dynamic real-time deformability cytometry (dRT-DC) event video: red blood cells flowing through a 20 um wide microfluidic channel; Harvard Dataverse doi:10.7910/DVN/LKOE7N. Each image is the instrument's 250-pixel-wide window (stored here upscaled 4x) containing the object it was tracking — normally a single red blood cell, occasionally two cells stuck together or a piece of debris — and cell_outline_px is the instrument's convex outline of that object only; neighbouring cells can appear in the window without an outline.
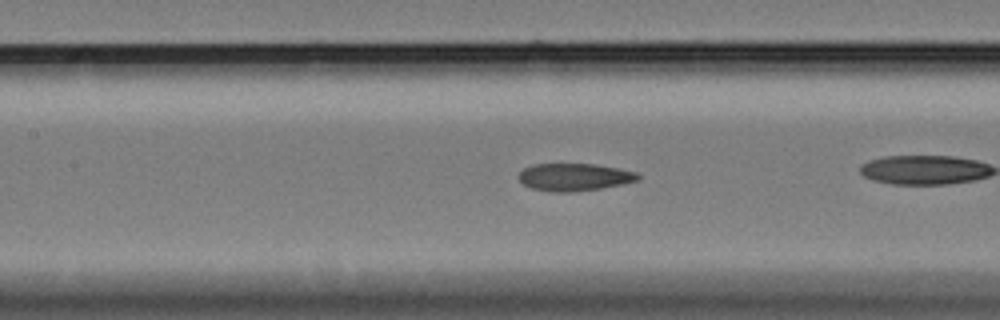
{"species": "Egyptian fruit bat (a non-hibernating species)", "species_latin": "Rousettus aegyptiacus", "temperature_condition": "cold", "stored_images_in_passage": 38, "camera_frame_rate_fps": 3000, "um_per_image_px": 0.085, "animal": {"sex": "female"}, "frame": {"image": 1, "passage_image": 17, "time_ms": 5.333, "image_size_px": [1000, 320], "cell_outline_px": [[640, 180], [624, 184], [600, 188], [572, 192], [552, 192], [532, 188], [524, 184], [516, 176], [524, 168], [532, 164], [596, 164], [636, 172], [640, 176]], "centroid_in_image_um": [48.81, 15.05], "position_along_channel_um": 158.6, "area_um2": 19.13}, "authors_computed_cell_mechanics": {"area_um2": 19.5364, "velocity_mm_per_s": 3.4121, "shape_relaxation_time_tau1_ms": null, "shape_relaxation_time_tau2_ms": 3.9878, "deformation_change_tau1": null, "deformation_change_tau2": 0.1038}}